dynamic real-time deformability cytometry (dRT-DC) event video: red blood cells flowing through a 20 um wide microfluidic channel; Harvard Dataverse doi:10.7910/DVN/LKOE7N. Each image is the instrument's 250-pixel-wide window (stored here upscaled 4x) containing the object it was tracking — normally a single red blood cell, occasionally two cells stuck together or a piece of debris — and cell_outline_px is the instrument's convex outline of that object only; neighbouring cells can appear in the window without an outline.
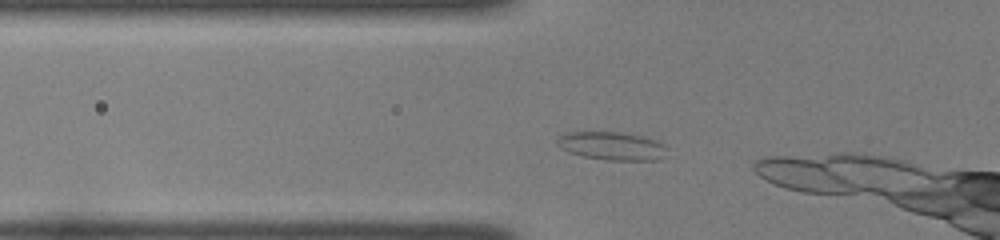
{"species": "common noctule bat (a hibernating species)", "species_latin": "Nyctalus noctula", "temperature_condition": "room temperature", "stored_images_in_passage": 6, "camera_frame_rate_fps": 3000, "um_per_image_px": 0.085, "animal": {"sex": "female", "body_mass_g": 22.0, "forearm_length_mm": 56.7}, "frame": {"image": 1, "passage_image": 2, "time_ms": 0.333, "image_size_px": [1000, 240], "cell_outline_px": [[668, 148], [664, 156], [656, 160], [608, 160], [584, 156], [568, 152], [560, 148], [556, 144], [556, 140], [560, 136], [568, 132], [620, 132], [640, 136], [656, 140], [664, 144]], "centroid_in_image_um": [52.01, 12.4], "position_along_channel_um": 73.8, "area_um2": 18.03}}